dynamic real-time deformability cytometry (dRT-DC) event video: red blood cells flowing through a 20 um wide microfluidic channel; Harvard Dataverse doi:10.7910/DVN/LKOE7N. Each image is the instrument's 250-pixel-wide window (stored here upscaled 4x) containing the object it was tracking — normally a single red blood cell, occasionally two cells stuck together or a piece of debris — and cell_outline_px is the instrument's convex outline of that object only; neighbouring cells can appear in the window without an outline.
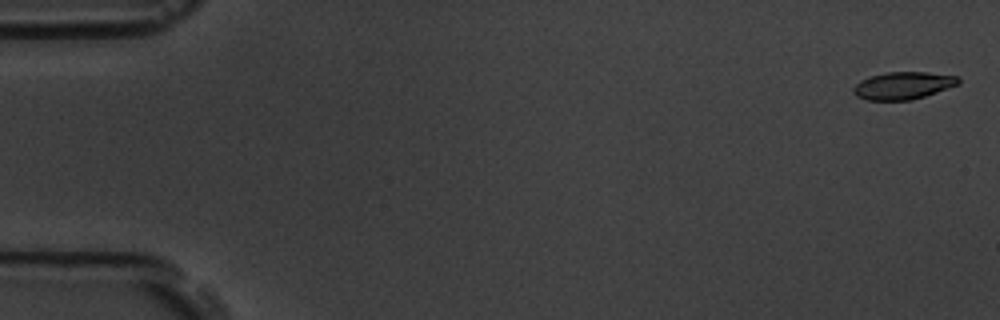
{"species": "common noctule bat (a hibernating species)", "species_latin": "Nyctalus noctula", "temperature_condition": "room temperature", "stored_images_in_passage": 4, "camera_frame_rate_fps": 3000, "um_per_image_px": 0.085, "animal": {"sex": "male", "body_mass_g": 19.5, "forearm_length_mm": 54.6}, "frame": {"image": 1, "passage_image": 1, "time_ms": 0.0, "image_size_px": [1000, 320], "cell_outline_px": [[960, 84], [912, 100], [868, 100], [856, 96], [852, 92], [852, 88], [860, 80], [868, 76], [888, 72], [928, 72], [960, 76]], "centroid_in_image_um": [76.76, 7.26], "position_along_channel_um": 8.2, "area_um2": 16.94}}